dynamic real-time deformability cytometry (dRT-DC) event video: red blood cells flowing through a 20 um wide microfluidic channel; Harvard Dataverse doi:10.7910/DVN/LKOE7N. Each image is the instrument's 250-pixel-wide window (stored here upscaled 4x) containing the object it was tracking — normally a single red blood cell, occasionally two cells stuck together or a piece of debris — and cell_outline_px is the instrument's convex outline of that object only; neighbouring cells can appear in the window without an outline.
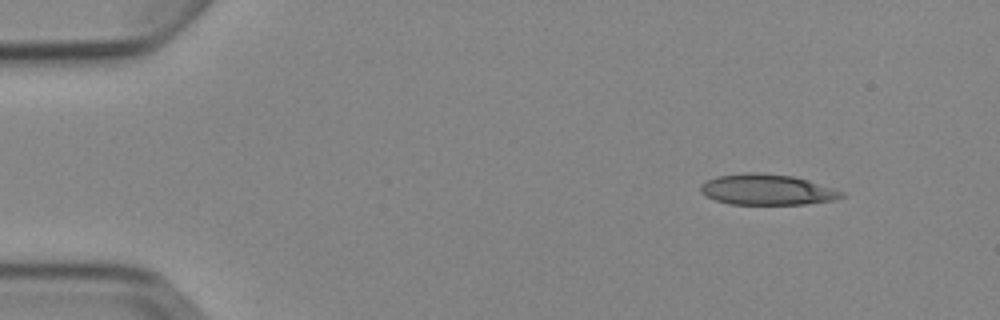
{"species": "Egyptian fruit bat (a non-hibernating species)", "species_latin": "Rousettus aegyptiacus", "temperature_condition": "cold", "stored_images_in_passage": 4, "camera_frame_rate_fps": 3000, "um_per_image_px": 0.085, "animal": {"sex": "female"}, "frame": {"image": 1, "passage_image": 1, "time_ms": 0.0, "image_size_px": [1000, 320], "cell_outline_px": [[844, 196], [836, 200], [808, 204], [728, 204], [716, 200], [700, 192], [700, 184], [716, 176], [744, 172], [756, 172], [792, 176], [808, 180], [844, 192]], "centroid_in_image_um": [65.19, 16.12], "position_along_channel_um": 19.8, "area_um2": 25.26}}
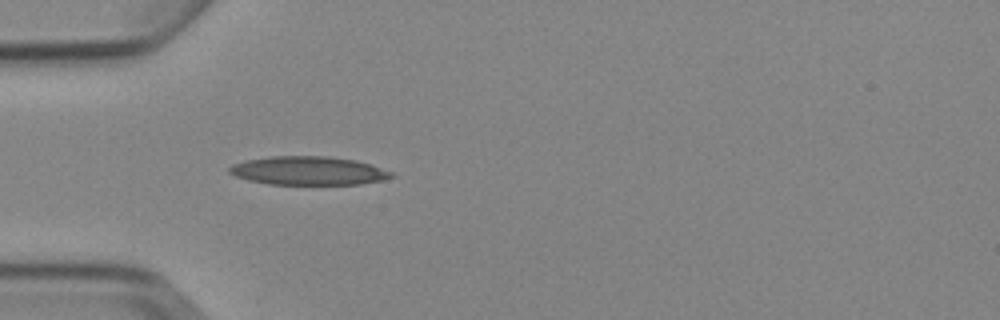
{"frame": {"image": 2, "passage_image": 4, "time_ms": 3.333, "image_size_px": [1000, 320], "cell_outline_px": [[396, 176], [380, 180], [360, 184], [268, 184], [248, 180], [236, 176], [228, 172], [228, 168], [232, 164], [244, 160], [272, 156], [328, 156], [356, 160], [372, 164], [392, 172]], "centroid_in_image_um": [26.2, 14.5], "position_along_channel_um": 58.8, "area_um2": 27.05}}